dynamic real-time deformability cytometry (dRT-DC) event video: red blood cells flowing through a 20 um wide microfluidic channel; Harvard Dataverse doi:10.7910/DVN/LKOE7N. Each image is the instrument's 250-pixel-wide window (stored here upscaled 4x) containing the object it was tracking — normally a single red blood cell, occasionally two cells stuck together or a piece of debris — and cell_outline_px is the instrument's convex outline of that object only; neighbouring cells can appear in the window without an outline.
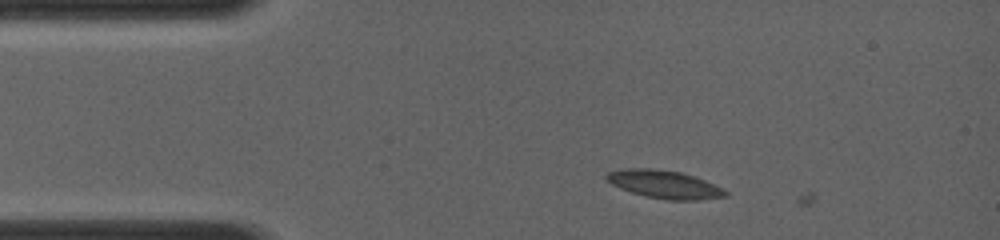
{"species": "common noctule bat (a hibernating species)", "species_latin": "Nyctalus noctula", "temperature_condition": "room temperature", "stored_images_in_passage": 4, "camera_frame_rate_fps": 4000, "um_per_image_px": 0.085, "animal": {"sex": "female", "body_mass_g": 19.0, "forearm_length_mm": 56.7}, "frame": {"image": 1, "passage_image": 2, "time_ms": 1.0, "image_size_px": [1000, 240], "cell_outline_px": [[728, 196], [684, 200], [672, 200], [648, 196], [624, 188], [608, 180], [604, 176], [608, 172], [628, 168], [648, 168], [680, 172], [704, 180], [728, 192]], "centroid_in_image_um": [56.49, 15.65], "position_along_channel_um": 28.5, "area_um2": 18.38}}